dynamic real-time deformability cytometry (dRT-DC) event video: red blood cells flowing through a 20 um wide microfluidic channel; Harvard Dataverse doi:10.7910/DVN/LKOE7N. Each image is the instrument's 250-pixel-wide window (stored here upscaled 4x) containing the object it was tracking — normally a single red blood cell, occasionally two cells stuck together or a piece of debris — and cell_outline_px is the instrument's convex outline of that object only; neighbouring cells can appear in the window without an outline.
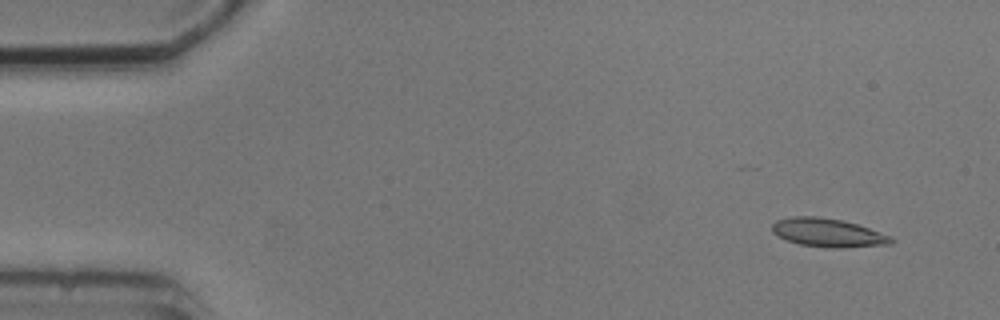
{"species": "common noctule bat (a hibernating species)", "species_latin": "Nyctalus noctula", "temperature_condition": "cold", "stored_images_in_passage": 6, "camera_frame_rate_fps": 3000, "um_per_image_px": 0.085, "animal": {"sex": "male", "body_mass_g": 20.5, "forearm_length_mm": 52.5}, "frame": {"image": 1, "passage_image": 1, "time_ms": 0.0, "image_size_px": [1000, 320], "cell_outline_px": [[896, 240], [892, 244], [844, 248], [828, 248], [800, 244], [776, 236], [772, 232], [772, 224], [776, 220], [792, 216], [820, 216], [840, 220], [856, 224], [892, 236]], "centroid_in_image_um": [70.38, 19.78], "position_along_channel_um": 14.6, "area_um2": 19.94}}
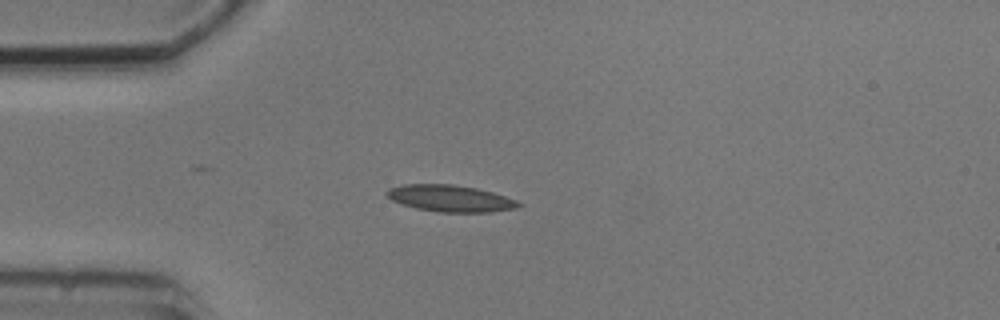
{"frame": {"image": 2, "passage_image": 4, "time_ms": 3.333, "image_size_px": [1000, 320], "cell_outline_px": [[524, 204], [516, 208], [492, 212], [440, 212], [416, 208], [400, 204], [392, 200], [384, 192], [388, 188], [404, 184], [452, 184], [476, 188], [492, 192], [516, 200]], "centroid_in_image_um": [38.26, 16.86], "position_along_channel_um": 46.7, "area_um2": 20.52}}
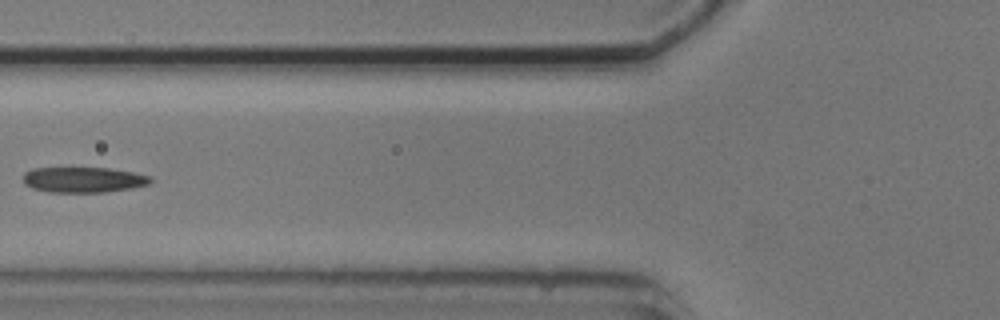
{"frame": {"image": 3, "passage_image": 6, "time_ms": 5.667, "image_size_px": [1000, 320], "cell_outline_px": [[152, 180], [148, 184], [132, 188], [104, 192], [48, 192], [32, 188], [24, 184], [24, 172], [32, 168], [108, 168], [132, 172], [152, 176]], "centroid_in_image_um": [7.08, 15.28], "position_along_channel_um": 118.7, "area_um2": 18.9}}